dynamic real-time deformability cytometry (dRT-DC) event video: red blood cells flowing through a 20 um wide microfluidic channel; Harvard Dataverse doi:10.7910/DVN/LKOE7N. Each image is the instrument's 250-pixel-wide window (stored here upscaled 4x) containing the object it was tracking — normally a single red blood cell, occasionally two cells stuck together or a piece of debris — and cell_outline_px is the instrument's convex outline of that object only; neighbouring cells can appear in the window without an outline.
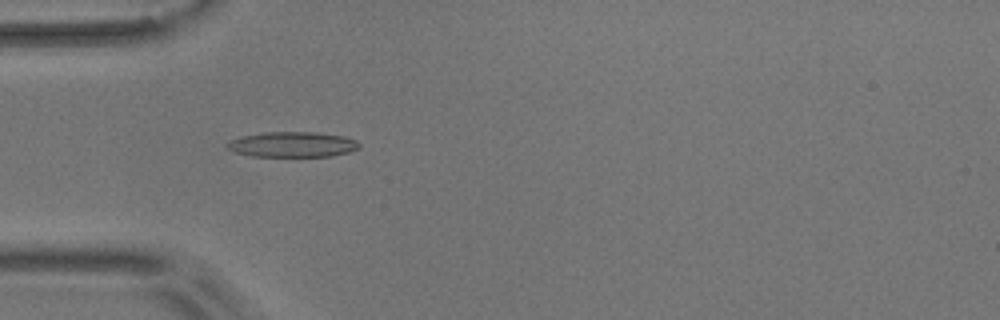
{"species": "common noctule bat (a hibernating species)", "species_latin": "Nyctalus noctula", "temperature_condition": "room temperature", "stored_images_in_passage": 6, "camera_frame_rate_fps": 3000, "um_per_image_px": 0.085, "animal": {"sex": "male", "body_mass_g": 17.9}, "frame": {"image": 1, "passage_image": 5, "time_ms": 5.0, "image_size_px": [1000, 320], "cell_outline_px": [[360, 148], [348, 152], [332, 156], [252, 156], [236, 152], [224, 148], [224, 144], [228, 140], [240, 136], [264, 132], [316, 132], [344, 136], [356, 140], [360, 144]], "centroid_in_image_um": [24.81, 12.27], "position_along_channel_um": 60.2, "area_um2": 19.71}}
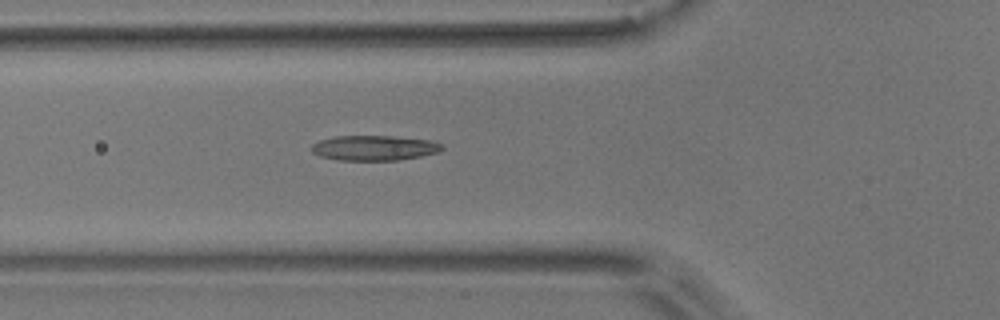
{"frame": {"image": 2, "passage_image": 6, "time_ms": 6.0, "image_size_px": [1000, 320], "cell_outline_px": [[444, 148], [440, 152], [420, 156], [396, 160], [340, 160], [320, 156], [312, 152], [308, 148], [312, 144], [320, 140], [336, 136], [392, 136], [432, 140], [444, 144]], "centroid_in_image_um": [31.82, 12.57], "position_along_channel_um": 94.0, "area_um2": 19.19}}